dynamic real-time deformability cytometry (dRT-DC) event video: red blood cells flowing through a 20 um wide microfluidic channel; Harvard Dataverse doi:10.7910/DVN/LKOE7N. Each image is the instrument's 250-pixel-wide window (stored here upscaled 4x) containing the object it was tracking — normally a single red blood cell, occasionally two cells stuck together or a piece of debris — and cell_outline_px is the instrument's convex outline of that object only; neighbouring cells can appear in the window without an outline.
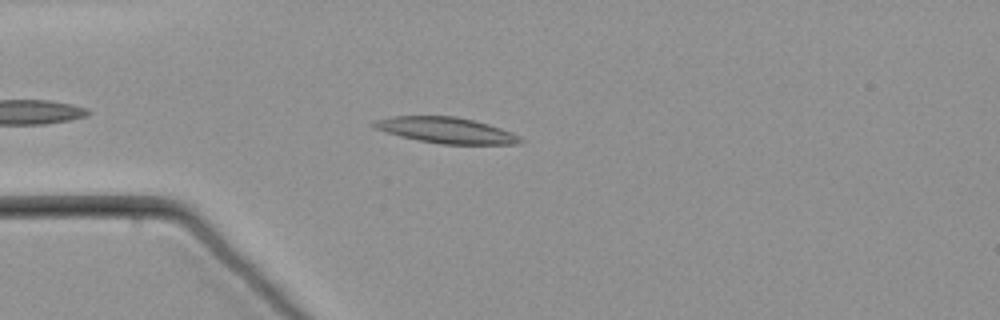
{"species": "common noctule bat (a hibernating species)", "species_latin": "Nyctalus noctula", "temperature_condition": "warm", "stored_images_in_passage": 37, "camera_frame_rate_fps": 3000, "um_per_image_px": 0.085, "animal": {"sex": "male", "body_mass_g": 21.5, "forearm_length_mm": 52.0}, "frame": {"image": 1, "passage_image": 6, "time_ms": 1.667, "image_size_px": [1000, 320], "cell_outline_px": [[524, 140], [516, 144], [440, 144], [416, 140], [400, 136], [376, 128], [372, 124], [372, 120], [392, 116], [456, 116], [488, 124], [512, 132], [520, 136]], "centroid_in_image_um": [37.92, 11.07], "position_along_channel_um": 47.1, "area_um2": 22.02}}
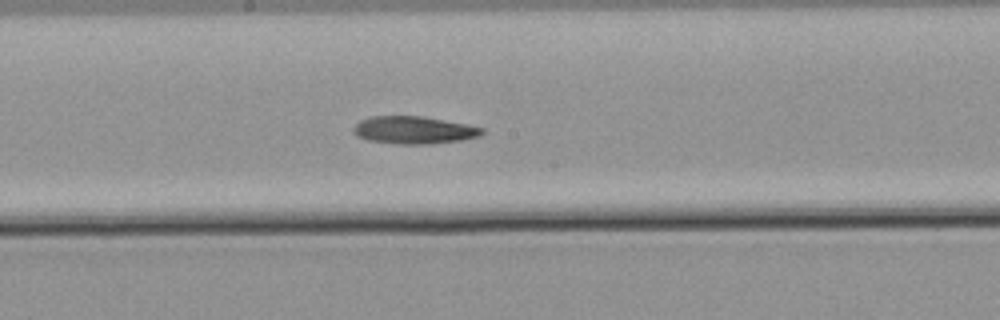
{"frame": {"image": 2, "passage_image": 22, "time_ms": 7.0, "image_size_px": [1000, 320], "cell_outline_px": [[484, 132], [480, 136], [460, 140], [432, 144], [396, 144], [368, 140], [356, 136], [352, 132], [352, 128], [360, 120], [372, 116], [420, 116], [464, 124], [484, 128]], "centroid_in_image_um": [35.13, 11.06], "position_along_channel_um": 213.1, "area_um2": 20.58}}
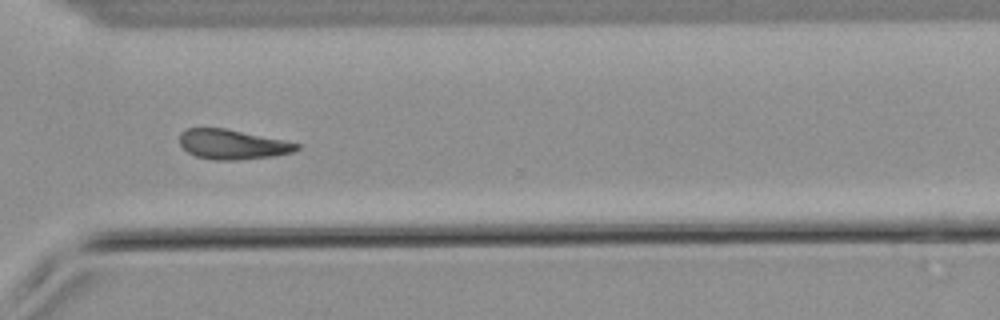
{"frame": {"image": 3, "passage_image": 34, "time_ms": 11.0, "image_size_px": [1000, 320], "cell_outline_px": [[300, 148], [292, 152], [272, 156], [236, 160], [212, 160], [196, 156], [188, 152], [180, 144], [180, 132], [184, 128], [224, 128], [300, 144]], "centroid_in_image_um": [19.7, 12.27], "position_along_channel_um": 350.9, "area_um2": 20.06}}